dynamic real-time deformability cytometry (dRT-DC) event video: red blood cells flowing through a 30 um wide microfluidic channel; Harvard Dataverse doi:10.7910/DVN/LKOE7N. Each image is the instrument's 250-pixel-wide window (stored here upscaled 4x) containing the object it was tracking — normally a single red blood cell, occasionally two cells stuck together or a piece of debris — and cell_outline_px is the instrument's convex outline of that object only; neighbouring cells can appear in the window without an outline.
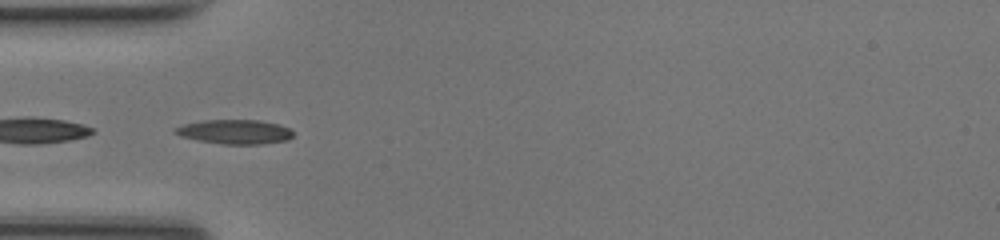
{"species": "common noctule bat (a hibernating species)", "species_latin": "Nyctalus noctula", "temperature_condition": "room temperature", "stored_images_in_passage": 39, "camera_frame_rate_fps": 3000, "um_per_image_px": 0.085, "animal": {"sex": "female", "body_mass_g": 17.0, "forearm_length_mm": 48.0}, "frame": {"image": 1, "passage_image": 6, "time_ms": 1.667, "image_size_px": [1000, 240], "cell_outline_px": [[292, 136], [288, 140], [260, 144], [224, 144], [196, 140], [180, 136], [172, 132], [172, 128], [184, 124], [204, 120], [260, 120], [276, 124], [288, 128], [292, 132]], "centroid_in_image_um": [19.89, 11.2], "position_along_channel_um": 65.1, "area_um2": 16.7}}
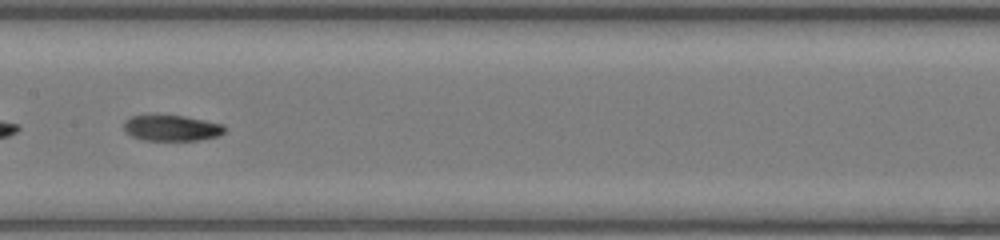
{"frame": {"image": 2, "passage_image": 15, "time_ms": 4.667, "image_size_px": [1000, 240], "cell_outline_px": [[224, 132], [220, 136], [200, 140], [144, 140], [132, 136], [124, 128], [124, 120], [132, 116], [184, 116], [224, 124]], "centroid_in_image_um": [14.63, 10.89], "position_along_channel_um": 192.8, "area_um2": 14.97}}
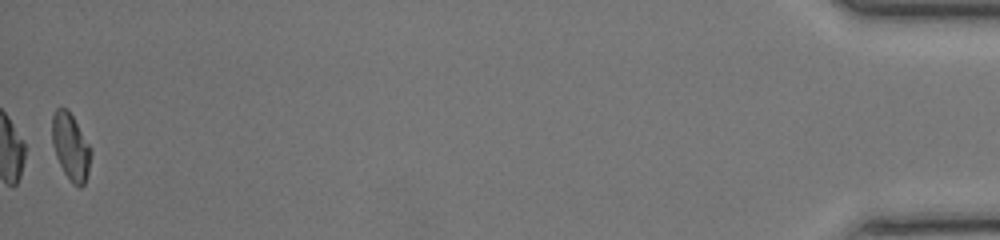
{"frame": {"image": 3, "passage_image": 39, "time_ms": 12.667, "image_size_px": [1000, 240], "cell_outline_px": [[92, 152], [88, 172], [84, 184], [80, 188], [72, 184], [64, 172], [56, 156], [52, 144], [52, 116], [56, 108], [68, 108], [92, 148]], "centroid_in_image_um": [6.02, 12.46], "position_along_channel_um": 429.2, "area_um2": 15.26}, "authors_computed_cell_mechanics": {"area_um2": 15.317, "velocity_mm_per_s": 4.2452, "shape_relaxation_time_tau1_ms": 5.1517, "shape_relaxation_time_tau2_ms": 6.5549, "deformation_change_tau1": 0.1555, "deformation_change_tau2": 0.0912}}